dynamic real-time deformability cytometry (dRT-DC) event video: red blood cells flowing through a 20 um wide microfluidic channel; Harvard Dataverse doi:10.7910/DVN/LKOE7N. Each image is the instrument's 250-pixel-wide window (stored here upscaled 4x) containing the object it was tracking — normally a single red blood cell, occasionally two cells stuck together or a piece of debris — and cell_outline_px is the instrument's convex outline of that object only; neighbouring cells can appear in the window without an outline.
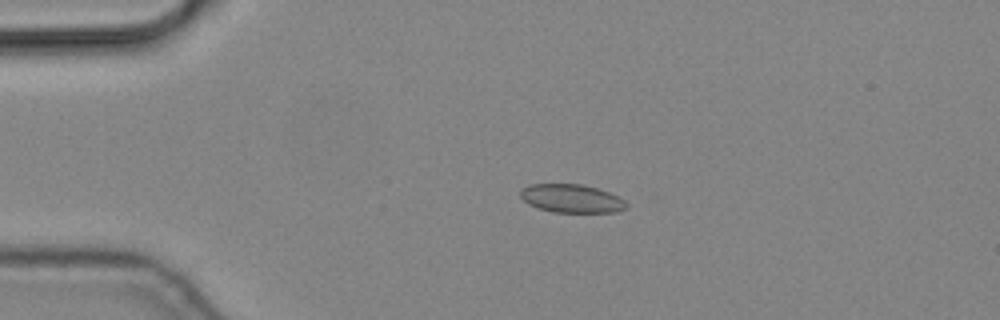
{"species": "common noctule bat (a hibernating species)", "species_latin": "Nyctalus noctula", "temperature_condition": "cold", "stored_images_in_passage": 5, "camera_frame_rate_fps": 3000, "um_per_image_px": 0.085, "animal": {"sex": "male", "body_mass_g": 19.2, "forearm_length_mm": 51.8}, "frame": {"image": 1, "passage_image": 4, "time_ms": 1.0, "image_size_px": [1000, 320], "cell_outline_px": [[628, 208], [616, 212], [552, 212], [536, 208], [528, 204], [520, 196], [520, 188], [528, 184], [580, 184], [596, 188], [608, 192], [624, 200], [628, 204]], "centroid_in_image_um": [48.54, 16.87], "position_along_channel_um": 36.5, "area_um2": 17.63}}